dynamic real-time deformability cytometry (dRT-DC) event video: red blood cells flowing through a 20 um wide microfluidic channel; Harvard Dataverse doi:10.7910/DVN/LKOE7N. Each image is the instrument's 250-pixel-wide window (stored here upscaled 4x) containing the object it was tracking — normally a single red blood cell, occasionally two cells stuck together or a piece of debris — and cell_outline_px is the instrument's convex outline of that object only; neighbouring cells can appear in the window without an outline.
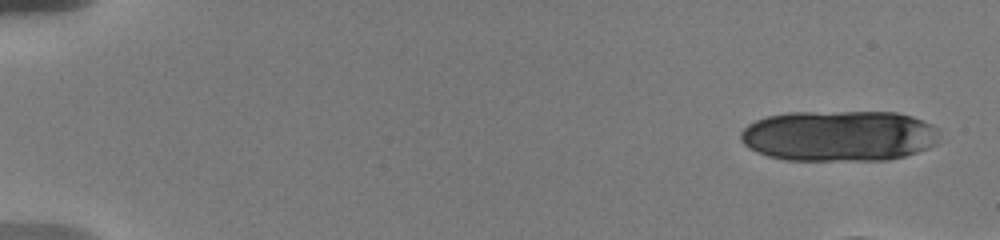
{"species": "human", "species_latin": "Homo sapiens", "temperature_condition": "warm", "stored_images_in_passage": 14, "camera_frame_rate_fps": 3000, "um_per_image_px": 0.085, "donor": {"sex": "male"}, "frame": {"image": 1, "passage_image": 1, "time_ms": 0.0, "image_size_px": [1000, 240], "cell_outline_px": [[936, 144], [928, 148], [904, 156], [888, 160], [784, 160], [768, 156], [756, 152], [748, 148], [740, 140], [740, 132], [748, 124], [756, 120], [768, 116], [788, 112], [896, 112], [912, 116], [932, 124], [936, 128]], "centroid_in_image_um": [71.28, 11.55], "position_along_channel_um": 13.7, "area_um2": 59.19}}
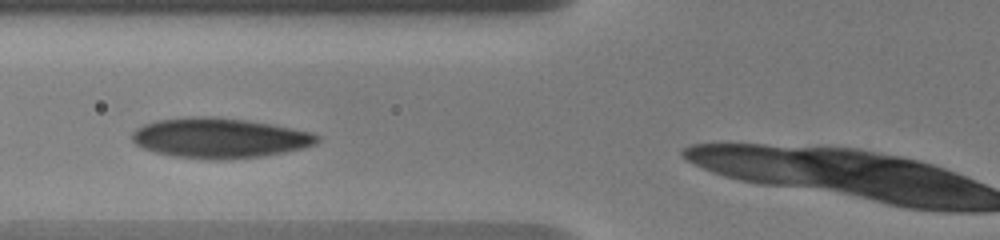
{"frame": {"image": 2, "passage_image": 11, "time_ms": 8.0, "image_size_px": [1000, 240], "cell_outline_px": [[320, 140], [316, 144], [304, 148], [284, 152], [260, 156], [224, 160], [208, 160], [172, 156], [156, 152], [144, 148], [136, 144], [132, 140], [132, 132], [136, 128], [144, 124], [156, 120], [192, 116], [212, 116], [248, 120], [272, 124], [312, 132], [320, 136]], "centroid_in_image_um": [18.67, 11.73], "position_along_channel_um": 107.1, "area_um2": 43.52}}
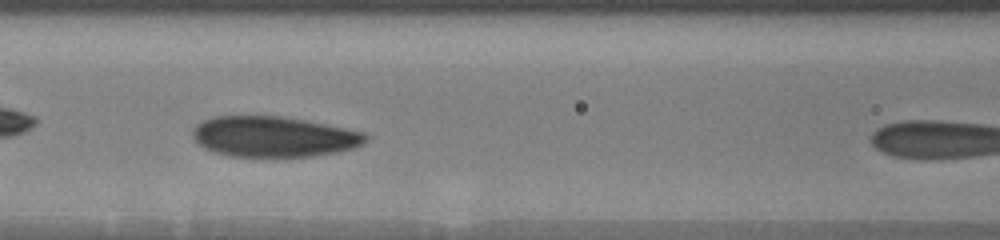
{"frame": {"image": 3, "passage_image": 12, "time_ms": 9.0, "image_size_px": [1000, 240], "cell_outline_px": [[368, 140], [364, 144], [352, 148], [336, 152], [312, 156], [272, 160], [228, 156], [204, 148], [192, 136], [192, 132], [196, 124], [204, 120], [216, 116], [280, 116], [304, 120], [364, 132], [368, 136]], "centroid_in_image_um": [23.25, 11.66], "position_along_channel_um": 143.3, "area_um2": 41.79}}